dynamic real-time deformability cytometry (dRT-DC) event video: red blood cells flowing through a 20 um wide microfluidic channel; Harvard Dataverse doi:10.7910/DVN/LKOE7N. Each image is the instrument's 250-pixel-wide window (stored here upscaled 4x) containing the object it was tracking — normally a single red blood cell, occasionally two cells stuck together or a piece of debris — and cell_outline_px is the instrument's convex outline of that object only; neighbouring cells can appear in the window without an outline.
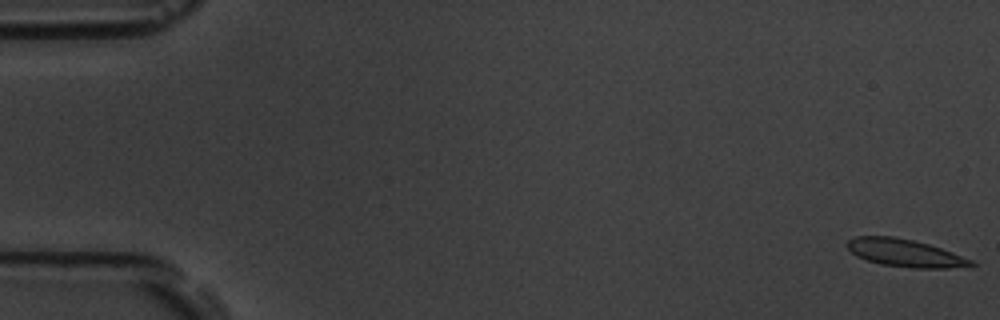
{"species": "common noctule bat (a hibernating species)", "species_latin": "Nyctalus noctula", "temperature_condition": "room temperature", "stored_images_in_passage": 56, "segment_of_instrument_passage": [1, 2], "camera_frame_rate_fps": 3000, "um_per_image_px": 0.085, "animal": {"sex": "male", "body_mass_g": 19.5, "forearm_length_mm": 54.6}, "frame": {"image": 1, "passage_image": 1, "time_ms": 0.0, "image_size_px": [1000, 320], "cell_outline_px": [[976, 264], [948, 268], [912, 268], [880, 264], [856, 256], [844, 244], [852, 236], [896, 236], [928, 244], [940, 248], [972, 260]], "centroid_in_image_um": [76.84, 21.49], "position_along_channel_um": 8.2, "area_um2": 19.77}}
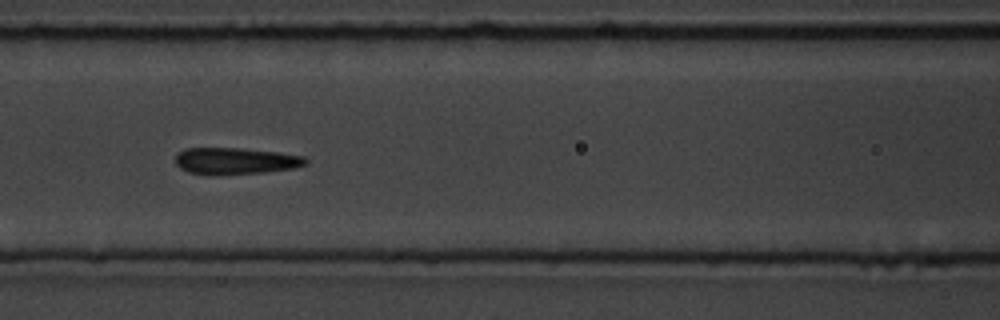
{"frame": {"image": 2, "passage_image": 24, "time_ms": 7.667, "image_size_px": [1000, 320], "cell_outline_px": [[308, 164], [292, 168], [264, 172], [220, 176], [216, 176], [188, 172], [180, 168], [176, 164], [176, 152], [184, 148], [240, 148], [280, 152], [304, 156], [308, 160]], "centroid_in_image_um": [19.99, 13.69], "position_along_channel_um": 146.6, "area_um2": 20.63}}
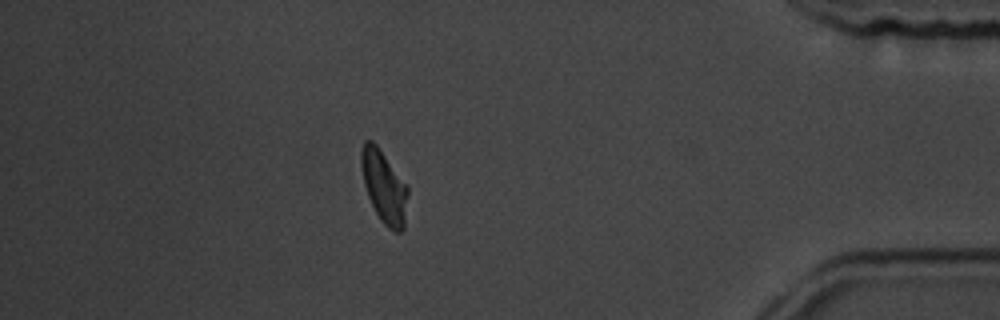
{"frame": {"image": 3, "passage_image": 48, "time_ms": 15.667, "image_size_px": [1000, 320], "cell_outline_px": [[408, 196], [404, 228], [400, 232], [396, 232], [388, 228], [380, 220], [368, 196], [364, 184], [360, 164], [360, 152], [364, 140], [372, 140], [376, 144], [408, 184]], "centroid_in_image_um": [32.65, 15.85], "position_along_channel_um": 402.5, "area_um2": 19.94}}